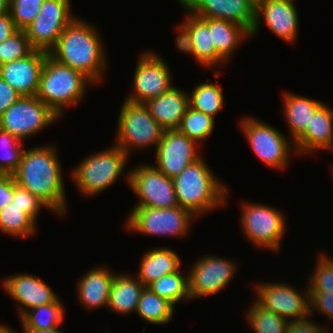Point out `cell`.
<instances>
[{
  "label": "cell",
  "instance_id": "41",
  "mask_svg": "<svg viewBox=\"0 0 333 333\" xmlns=\"http://www.w3.org/2000/svg\"><path fill=\"white\" fill-rule=\"evenodd\" d=\"M310 315L314 312L325 315L333 321V293L309 292Z\"/></svg>",
  "mask_w": 333,
  "mask_h": 333
},
{
  "label": "cell",
  "instance_id": "38",
  "mask_svg": "<svg viewBox=\"0 0 333 333\" xmlns=\"http://www.w3.org/2000/svg\"><path fill=\"white\" fill-rule=\"evenodd\" d=\"M34 49L30 45L25 30H17L0 43V65L29 55Z\"/></svg>",
  "mask_w": 333,
  "mask_h": 333
},
{
  "label": "cell",
  "instance_id": "33",
  "mask_svg": "<svg viewBox=\"0 0 333 333\" xmlns=\"http://www.w3.org/2000/svg\"><path fill=\"white\" fill-rule=\"evenodd\" d=\"M152 292L168 300L174 306L180 301H190L189 274L181 268L175 273L162 276L147 286Z\"/></svg>",
  "mask_w": 333,
  "mask_h": 333
},
{
  "label": "cell",
  "instance_id": "6",
  "mask_svg": "<svg viewBox=\"0 0 333 333\" xmlns=\"http://www.w3.org/2000/svg\"><path fill=\"white\" fill-rule=\"evenodd\" d=\"M239 217L244 238L256 248L272 253L282 250V240L287 231L283 211L263 203L242 201Z\"/></svg>",
  "mask_w": 333,
  "mask_h": 333
},
{
  "label": "cell",
  "instance_id": "45",
  "mask_svg": "<svg viewBox=\"0 0 333 333\" xmlns=\"http://www.w3.org/2000/svg\"><path fill=\"white\" fill-rule=\"evenodd\" d=\"M13 195V174H0V211L12 202Z\"/></svg>",
  "mask_w": 333,
  "mask_h": 333
},
{
  "label": "cell",
  "instance_id": "5",
  "mask_svg": "<svg viewBox=\"0 0 333 333\" xmlns=\"http://www.w3.org/2000/svg\"><path fill=\"white\" fill-rule=\"evenodd\" d=\"M94 83L82 72L46 56L36 97L63 118L65 110L76 107Z\"/></svg>",
  "mask_w": 333,
  "mask_h": 333
},
{
  "label": "cell",
  "instance_id": "26",
  "mask_svg": "<svg viewBox=\"0 0 333 333\" xmlns=\"http://www.w3.org/2000/svg\"><path fill=\"white\" fill-rule=\"evenodd\" d=\"M181 267V258L173 249H169L167 246L154 247L146 251L140 259L136 276L147 287L162 276L175 273Z\"/></svg>",
  "mask_w": 333,
  "mask_h": 333
},
{
  "label": "cell",
  "instance_id": "43",
  "mask_svg": "<svg viewBox=\"0 0 333 333\" xmlns=\"http://www.w3.org/2000/svg\"><path fill=\"white\" fill-rule=\"evenodd\" d=\"M177 36L175 37V47L178 51L189 54L194 58V45L188 29L180 22L176 24Z\"/></svg>",
  "mask_w": 333,
  "mask_h": 333
},
{
  "label": "cell",
  "instance_id": "3",
  "mask_svg": "<svg viewBox=\"0 0 333 333\" xmlns=\"http://www.w3.org/2000/svg\"><path fill=\"white\" fill-rule=\"evenodd\" d=\"M173 183L179 206L198 219L228 202L227 184L217 178L203 155L174 177Z\"/></svg>",
  "mask_w": 333,
  "mask_h": 333
},
{
  "label": "cell",
  "instance_id": "48",
  "mask_svg": "<svg viewBox=\"0 0 333 333\" xmlns=\"http://www.w3.org/2000/svg\"><path fill=\"white\" fill-rule=\"evenodd\" d=\"M60 329L61 328L56 327L50 330H42V331H23V333H64L63 330Z\"/></svg>",
  "mask_w": 333,
  "mask_h": 333
},
{
  "label": "cell",
  "instance_id": "1",
  "mask_svg": "<svg viewBox=\"0 0 333 333\" xmlns=\"http://www.w3.org/2000/svg\"><path fill=\"white\" fill-rule=\"evenodd\" d=\"M56 148L53 144L25 148L13 177L16 184L37 196L58 217L67 214L68 204Z\"/></svg>",
  "mask_w": 333,
  "mask_h": 333
},
{
  "label": "cell",
  "instance_id": "28",
  "mask_svg": "<svg viewBox=\"0 0 333 333\" xmlns=\"http://www.w3.org/2000/svg\"><path fill=\"white\" fill-rule=\"evenodd\" d=\"M209 28L217 53L226 61H230L238 47L245 40H250V32L243 26L222 19L209 18Z\"/></svg>",
  "mask_w": 333,
  "mask_h": 333
},
{
  "label": "cell",
  "instance_id": "27",
  "mask_svg": "<svg viewBox=\"0 0 333 333\" xmlns=\"http://www.w3.org/2000/svg\"><path fill=\"white\" fill-rule=\"evenodd\" d=\"M144 287L136 275L116 272L110 289L108 311L122 316L135 313Z\"/></svg>",
  "mask_w": 333,
  "mask_h": 333
},
{
  "label": "cell",
  "instance_id": "4",
  "mask_svg": "<svg viewBox=\"0 0 333 333\" xmlns=\"http://www.w3.org/2000/svg\"><path fill=\"white\" fill-rule=\"evenodd\" d=\"M129 157L120 147L112 144V147L84 157L71 169L69 177L81 195L91 198L109 189L120 177L129 185L130 170L126 168Z\"/></svg>",
  "mask_w": 333,
  "mask_h": 333
},
{
  "label": "cell",
  "instance_id": "14",
  "mask_svg": "<svg viewBox=\"0 0 333 333\" xmlns=\"http://www.w3.org/2000/svg\"><path fill=\"white\" fill-rule=\"evenodd\" d=\"M71 11V0H44L39 14L25 29L32 48L49 53L65 27L77 17Z\"/></svg>",
  "mask_w": 333,
  "mask_h": 333
},
{
  "label": "cell",
  "instance_id": "34",
  "mask_svg": "<svg viewBox=\"0 0 333 333\" xmlns=\"http://www.w3.org/2000/svg\"><path fill=\"white\" fill-rule=\"evenodd\" d=\"M246 312V322L254 333H287L288 320L266 310L255 300Z\"/></svg>",
  "mask_w": 333,
  "mask_h": 333
},
{
  "label": "cell",
  "instance_id": "7",
  "mask_svg": "<svg viewBox=\"0 0 333 333\" xmlns=\"http://www.w3.org/2000/svg\"><path fill=\"white\" fill-rule=\"evenodd\" d=\"M115 129V145L129 156L133 150L157 148L164 129L150 115L143 103H133L123 99ZM155 146V147H154Z\"/></svg>",
  "mask_w": 333,
  "mask_h": 333
},
{
  "label": "cell",
  "instance_id": "42",
  "mask_svg": "<svg viewBox=\"0 0 333 333\" xmlns=\"http://www.w3.org/2000/svg\"><path fill=\"white\" fill-rule=\"evenodd\" d=\"M310 318L311 315L302 319L289 321L287 333H328L329 325L317 323L312 318L310 320Z\"/></svg>",
  "mask_w": 333,
  "mask_h": 333
},
{
  "label": "cell",
  "instance_id": "23",
  "mask_svg": "<svg viewBox=\"0 0 333 333\" xmlns=\"http://www.w3.org/2000/svg\"><path fill=\"white\" fill-rule=\"evenodd\" d=\"M186 11V17L180 21L190 32L194 45V60L205 70L213 69L214 77H219V67L227 62L217 53L209 28V18H200ZM219 66V67H218ZM218 67V68H216Z\"/></svg>",
  "mask_w": 333,
  "mask_h": 333
},
{
  "label": "cell",
  "instance_id": "29",
  "mask_svg": "<svg viewBox=\"0 0 333 333\" xmlns=\"http://www.w3.org/2000/svg\"><path fill=\"white\" fill-rule=\"evenodd\" d=\"M65 310L60 297L54 303L31 308L20 317L22 331H42L59 327L65 320Z\"/></svg>",
  "mask_w": 333,
  "mask_h": 333
},
{
  "label": "cell",
  "instance_id": "25",
  "mask_svg": "<svg viewBox=\"0 0 333 333\" xmlns=\"http://www.w3.org/2000/svg\"><path fill=\"white\" fill-rule=\"evenodd\" d=\"M283 117L287 123L289 137L295 142L309 126L315 111L324 103L293 92H283Z\"/></svg>",
  "mask_w": 333,
  "mask_h": 333
},
{
  "label": "cell",
  "instance_id": "31",
  "mask_svg": "<svg viewBox=\"0 0 333 333\" xmlns=\"http://www.w3.org/2000/svg\"><path fill=\"white\" fill-rule=\"evenodd\" d=\"M191 92V93H190ZM188 92L189 106L213 118L222 111L225 105L223 87L219 81L199 82L195 88Z\"/></svg>",
  "mask_w": 333,
  "mask_h": 333
},
{
  "label": "cell",
  "instance_id": "17",
  "mask_svg": "<svg viewBox=\"0 0 333 333\" xmlns=\"http://www.w3.org/2000/svg\"><path fill=\"white\" fill-rule=\"evenodd\" d=\"M202 148L178 129L164 130L155 150V163L160 172L169 178L178 176L188 165L198 160ZM200 150V151H199Z\"/></svg>",
  "mask_w": 333,
  "mask_h": 333
},
{
  "label": "cell",
  "instance_id": "21",
  "mask_svg": "<svg viewBox=\"0 0 333 333\" xmlns=\"http://www.w3.org/2000/svg\"><path fill=\"white\" fill-rule=\"evenodd\" d=\"M89 270V271H88ZM78 278L76 284V299L82 307L88 310L107 309L110 289L115 272L107 265H95Z\"/></svg>",
  "mask_w": 333,
  "mask_h": 333
},
{
  "label": "cell",
  "instance_id": "32",
  "mask_svg": "<svg viewBox=\"0 0 333 333\" xmlns=\"http://www.w3.org/2000/svg\"><path fill=\"white\" fill-rule=\"evenodd\" d=\"M38 224L23 211L10 203L0 211V233L13 238H31L36 234Z\"/></svg>",
  "mask_w": 333,
  "mask_h": 333
},
{
  "label": "cell",
  "instance_id": "30",
  "mask_svg": "<svg viewBox=\"0 0 333 333\" xmlns=\"http://www.w3.org/2000/svg\"><path fill=\"white\" fill-rule=\"evenodd\" d=\"M175 308L168 300L144 287L135 313L145 321V325H166L174 319Z\"/></svg>",
  "mask_w": 333,
  "mask_h": 333
},
{
  "label": "cell",
  "instance_id": "24",
  "mask_svg": "<svg viewBox=\"0 0 333 333\" xmlns=\"http://www.w3.org/2000/svg\"><path fill=\"white\" fill-rule=\"evenodd\" d=\"M144 105L164 130H172L180 126L189 107V96L187 91L173 85L161 96L147 100Z\"/></svg>",
  "mask_w": 333,
  "mask_h": 333
},
{
  "label": "cell",
  "instance_id": "9",
  "mask_svg": "<svg viewBox=\"0 0 333 333\" xmlns=\"http://www.w3.org/2000/svg\"><path fill=\"white\" fill-rule=\"evenodd\" d=\"M124 221L129 232L146 236L179 237L189 235L191 224L197 219L180 206L172 208L133 207ZM192 221V222H191Z\"/></svg>",
  "mask_w": 333,
  "mask_h": 333
},
{
  "label": "cell",
  "instance_id": "18",
  "mask_svg": "<svg viewBox=\"0 0 333 333\" xmlns=\"http://www.w3.org/2000/svg\"><path fill=\"white\" fill-rule=\"evenodd\" d=\"M1 281L3 291L17 304L19 318L29 309L54 303L59 298L44 280L33 273H15L5 276Z\"/></svg>",
  "mask_w": 333,
  "mask_h": 333
},
{
  "label": "cell",
  "instance_id": "10",
  "mask_svg": "<svg viewBox=\"0 0 333 333\" xmlns=\"http://www.w3.org/2000/svg\"><path fill=\"white\" fill-rule=\"evenodd\" d=\"M60 119L59 115L36 96H20L0 116V129L24 142Z\"/></svg>",
  "mask_w": 333,
  "mask_h": 333
},
{
  "label": "cell",
  "instance_id": "44",
  "mask_svg": "<svg viewBox=\"0 0 333 333\" xmlns=\"http://www.w3.org/2000/svg\"><path fill=\"white\" fill-rule=\"evenodd\" d=\"M20 94L0 77V116L19 98Z\"/></svg>",
  "mask_w": 333,
  "mask_h": 333
},
{
  "label": "cell",
  "instance_id": "49",
  "mask_svg": "<svg viewBox=\"0 0 333 333\" xmlns=\"http://www.w3.org/2000/svg\"><path fill=\"white\" fill-rule=\"evenodd\" d=\"M0 333H15V330L7 324L0 323Z\"/></svg>",
  "mask_w": 333,
  "mask_h": 333
},
{
  "label": "cell",
  "instance_id": "11",
  "mask_svg": "<svg viewBox=\"0 0 333 333\" xmlns=\"http://www.w3.org/2000/svg\"><path fill=\"white\" fill-rule=\"evenodd\" d=\"M136 62L133 89L124 100L144 104L147 100L161 96L173 86L171 68L159 53L145 50Z\"/></svg>",
  "mask_w": 333,
  "mask_h": 333
},
{
  "label": "cell",
  "instance_id": "2",
  "mask_svg": "<svg viewBox=\"0 0 333 333\" xmlns=\"http://www.w3.org/2000/svg\"><path fill=\"white\" fill-rule=\"evenodd\" d=\"M99 32L97 27L77 16L65 27L48 55L82 72L97 85L108 70L107 51Z\"/></svg>",
  "mask_w": 333,
  "mask_h": 333
},
{
  "label": "cell",
  "instance_id": "22",
  "mask_svg": "<svg viewBox=\"0 0 333 333\" xmlns=\"http://www.w3.org/2000/svg\"><path fill=\"white\" fill-rule=\"evenodd\" d=\"M297 156L331 151L333 148V108L325 102L313 114L305 132L294 142Z\"/></svg>",
  "mask_w": 333,
  "mask_h": 333
},
{
  "label": "cell",
  "instance_id": "16",
  "mask_svg": "<svg viewBox=\"0 0 333 333\" xmlns=\"http://www.w3.org/2000/svg\"><path fill=\"white\" fill-rule=\"evenodd\" d=\"M296 0H258L256 1L255 23L250 32L251 39L260 32L261 22L265 23L274 35L288 44L298 40L300 18ZM295 42V43H294Z\"/></svg>",
  "mask_w": 333,
  "mask_h": 333
},
{
  "label": "cell",
  "instance_id": "35",
  "mask_svg": "<svg viewBox=\"0 0 333 333\" xmlns=\"http://www.w3.org/2000/svg\"><path fill=\"white\" fill-rule=\"evenodd\" d=\"M214 128L215 118L189 106L177 129L201 146L213 133Z\"/></svg>",
  "mask_w": 333,
  "mask_h": 333
},
{
  "label": "cell",
  "instance_id": "8",
  "mask_svg": "<svg viewBox=\"0 0 333 333\" xmlns=\"http://www.w3.org/2000/svg\"><path fill=\"white\" fill-rule=\"evenodd\" d=\"M242 134L257 158L273 170L288 169L290 155L297 156L294 142L289 136L258 117L245 116L239 119Z\"/></svg>",
  "mask_w": 333,
  "mask_h": 333
},
{
  "label": "cell",
  "instance_id": "13",
  "mask_svg": "<svg viewBox=\"0 0 333 333\" xmlns=\"http://www.w3.org/2000/svg\"><path fill=\"white\" fill-rule=\"evenodd\" d=\"M254 300L266 310L291 321L310 315L309 290L306 285L301 293L297 288L285 282L255 283Z\"/></svg>",
  "mask_w": 333,
  "mask_h": 333
},
{
  "label": "cell",
  "instance_id": "20",
  "mask_svg": "<svg viewBox=\"0 0 333 333\" xmlns=\"http://www.w3.org/2000/svg\"><path fill=\"white\" fill-rule=\"evenodd\" d=\"M47 55L45 51L33 50L24 58L4 63L0 65V77L21 96H36Z\"/></svg>",
  "mask_w": 333,
  "mask_h": 333
},
{
  "label": "cell",
  "instance_id": "36",
  "mask_svg": "<svg viewBox=\"0 0 333 333\" xmlns=\"http://www.w3.org/2000/svg\"><path fill=\"white\" fill-rule=\"evenodd\" d=\"M312 273L307 278L309 292L333 293V257L325 252H319Z\"/></svg>",
  "mask_w": 333,
  "mask_h": 333
},
{
  "label": "cell",
  "instance_id": "37",
  "mask_svg": "<svg viewBox=\"0 0 333 333\" xmlns=\"http://www.w3.org/2000/svg\"><path fill=\"white\" fill-rule=\"evenodd\" d=\"M22 141L0 129V174H13L24 151Z\"/></svg>",
  "mask_w": 333,
  "mask_h": 333
},
{
  "label": "cell",
  "instance_id": "15",
  "mask_svg": "<svg viewBox=\"0 0 333 333\" xmlns=\"http://www.w3.org/2000/svg\"><path fill=\"white\" fill-rule=\"evenodd\" d=\"M192 263L189 274V293L191 301L216 295L234 279L238 264L227 257L205 254Z\"/></svg>",
  "mask_w": 333,
  "mask_h": 333
},
{
  "label": "cell",
  "instance_id": "47",
  "mask_svg": "<svg viewBox=\"0 0 333 333\" xmlns=\"http://www.w3.org/2000/svg\"><path fill=\"white\" fill-rule=\"evenodd\" d=\"M10 13V0H0V16Z\"/></svg>",
  "mask_w": 333,
  "mask_h": 333
},
{
  "label": "cell",
  "instance_id": "46",
  "mask_svg": "<svg viewBox=\"0 0 333 333\" xmlns=\"http://www.w3.org/2000/svg\"><path fill=\"white\" fill-rule=\"evenodd\" d=\"M17 30L10 13L0 16V43L5 41Z\"/></svg>",
  "mask_w": 333,
  "mask_h": 333
},
{
  "label": "cell",
  "instance_id": "12",
  "mask_svg": "<svg viewBox=\"0 0 333 333\" xmlns=\"http://www.w3.org/2000/svg\"><path fill=\"white\" fill-rule=\"evenodd\" d=\"M129 188L138 197L133 207L172 208L179 206L173 179L153 164L142 163L130 169Z\"/></svg>",
  "mask_w": 333,
  "mask_h": 333
},
{
  "label": "cell",
  "instance_id": "40",
  "mask_svg": "<svg viewBox=\"0 0 333 333\" xmlns=\"http://www.w3.org/2000/svg\"><path fill=\"white\" fill-rule=\"evenodd\" d=\"M11 203L22 208L23 211L27 213L36 223H38V215L41 209L45 208L49 210V212H52L42 200L25 188L16 184L15 180L14 195Z\"/></svg>",
  "mask_w": 333,
  "mask_h": 333
},
{
  "label": "cell",
  "instance_id": "39",
  "mask_svg": "<svg viewBox=\"0 0 333 333\" xmlns=\"http://www.w3.org/2000/svg\"><path fill=\"white\" fill-rule=\"evenodd\" d=\"M44 0H10V14L17 29L25 30L40 12Z\"/></svg>",
  "mask_w": 333,
  "mask_h": 333
},
{
  "label": "cell",
  "instance_id": "19",
  "mask_svg": "<svg viewBox=\"0 0 333 333\" xmlns=\"http://www.w3.org/2000/svg\"><path fill=\"white\" fill-rule=\"evenodd\" d=\"M181 7L200 18L230 21L252 31L255 23V0H177Z\"/></svg>",
  "mask_w": 333,
  "mask_h": 333
}]
</instances>
